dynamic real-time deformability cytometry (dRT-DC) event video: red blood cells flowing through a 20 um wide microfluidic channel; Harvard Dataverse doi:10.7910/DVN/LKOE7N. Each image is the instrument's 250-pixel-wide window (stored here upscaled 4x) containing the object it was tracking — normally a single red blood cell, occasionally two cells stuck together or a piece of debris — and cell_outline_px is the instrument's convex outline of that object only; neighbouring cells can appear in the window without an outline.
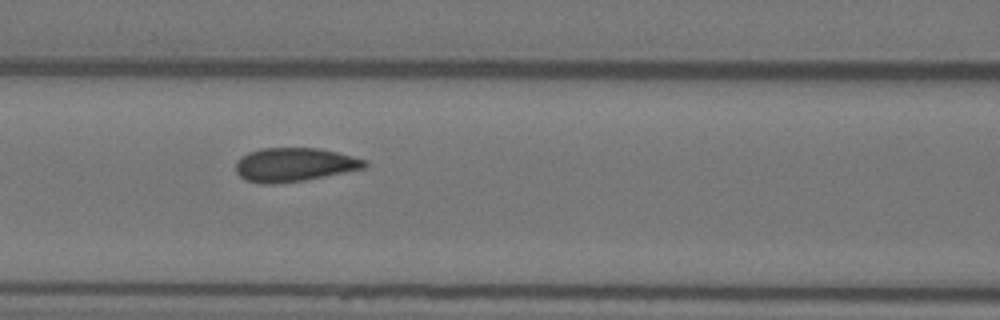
{"species": "Egyptian fruit bat (a non-hibernating species)", "species_latin": "Rousettus aegyptiacus", "temperature_condition": "warm", "stored_images_in_passage": 7, "camera_frame_rate_fps": 3000, "um_per_image_px": 0.085, "animal": {"sex": "female"}, "frame": {"image": 1, "passage_image": 4, "time_ms": 1.0, "image_size_px": [1000, 320], "cell_outline_px": [[368, 168], [304, 180], [272, 184], [260, 184], [244, 180], [236, 172], [236, 160], [240, 156], [248, 152], [260, 148], [316, 148], [336, 152], [368, 160]], "centroid_in_image_um": [25.01, 14.0], "position_along_channel_um": 141.6, "area_um2": 25.61}}
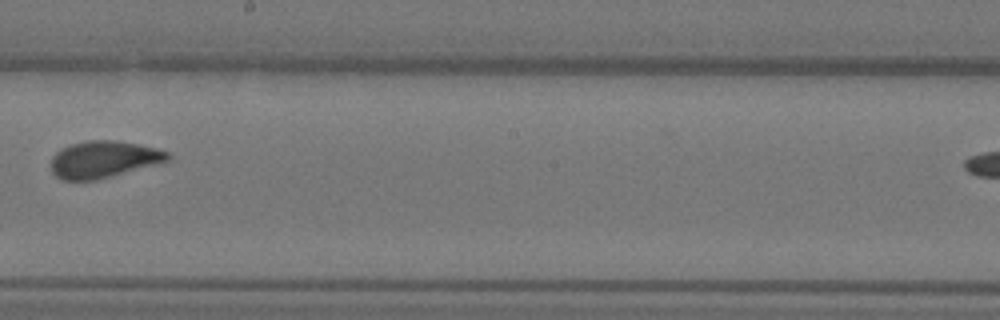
{"frame": {"image": 2, "passage_image": 6, "time_ms": 1.667, "image_size_px": [1000, 320], "cell_outline_px": [[172, 156], [168, 160], [96, 180], [60, 180], [52, 172], [52, 156], [60, 148], [72, 144], [88, 140], [116, 140], [156, 148], [168, 152]], "centroid_in_image_um": [8.76, 13.54], "position_along_channel_um": 239.4, "area_um2": 24.74}}
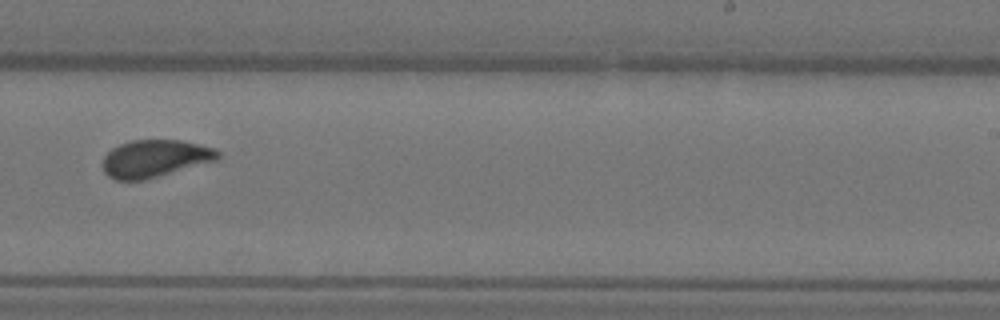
{"frame": {"image": 3, "passage_image": 7, "time_ms": 2.0, "image_size_px": [1000, 320], "cell_outline_px": [[220, 156], [216, 160], [144, 180], [116, 180], [108, 176], [104, 172], [100, 164], [104, 156], [112, 148], [120, 144], [132, 140], [180, 140], [200, 144], [216, 148], [220, 152]], "centroid_in_image_um": [13.14, 13.47], "position_along_channel_um": 275.9, "area_um2": 25.14}}